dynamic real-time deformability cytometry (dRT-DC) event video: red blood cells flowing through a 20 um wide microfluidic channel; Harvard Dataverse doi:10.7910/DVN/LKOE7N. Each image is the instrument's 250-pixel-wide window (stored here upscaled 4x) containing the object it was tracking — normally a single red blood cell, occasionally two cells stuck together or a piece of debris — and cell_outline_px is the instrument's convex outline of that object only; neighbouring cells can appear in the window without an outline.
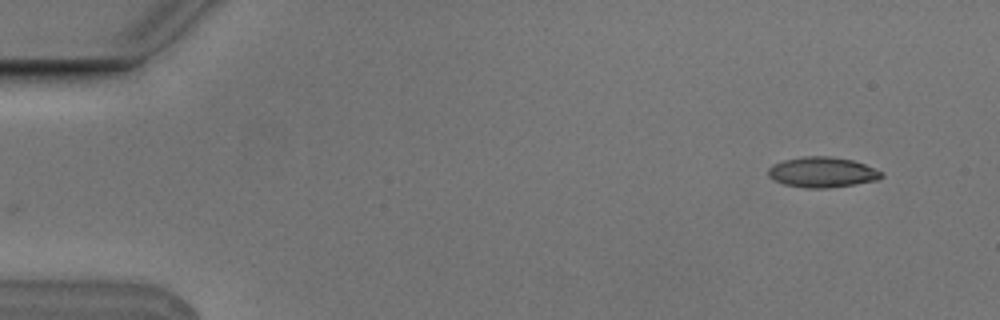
{"species": "Egyptian fruit bat (a non-hibernating species)", "species_latin": "Rousettus aegyptiacus", "temperature_condition": "cold", "stored_images_in_passage": 9, "camera_frame_rate_fps": 3000, "um_per_image_px": 0.085, "animal": {"sex": "male"}, "frame": {"image": 1, "passage_image": 2, "time_ms": 0.333, "image_size_px": [1000, 320], "cell_outline_px": [[884, 176], [876, 180], [852, 184], [824, 188], [804, 188], [784, 184], [772, 180], [768, 176], [768, 168], [772, 164], [784, 160], [804, 156], [832, 156], [852, 160], [864, 164], [880, 172]], "centroid_in_image_um": [69.82, 14.63], "position_along_channel_um": 15.2, "area_um2": 19.88}}
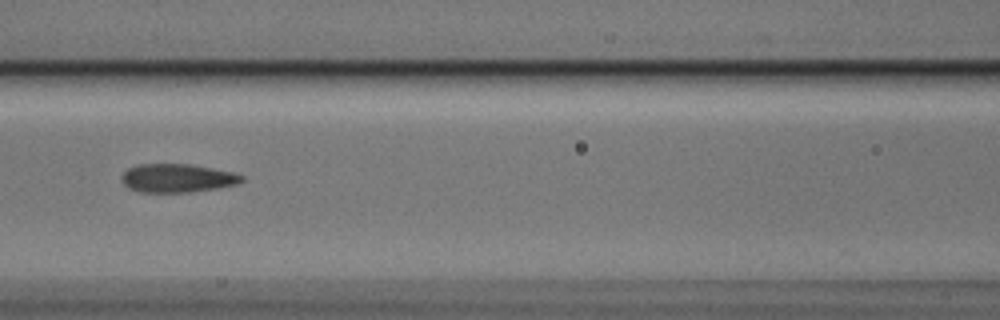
{"frame": {"image": 2, "passage_image": 7, "time_ms": 2.0, "image_size_px": [1000, 320], "cell_outline_px": [[244, 180], [236, 184], [216, 188], [188, 192], [140, 192], [128, 188], [124, 184], [124, 172], [128, 168], [140, 164], [188, 164], [212, 168], [232, 172], [244, 176]], "centroid_in_image_um": [15.08, 15.14], "position_along_channel_um": 151.5, "area_um2": 19.65}}
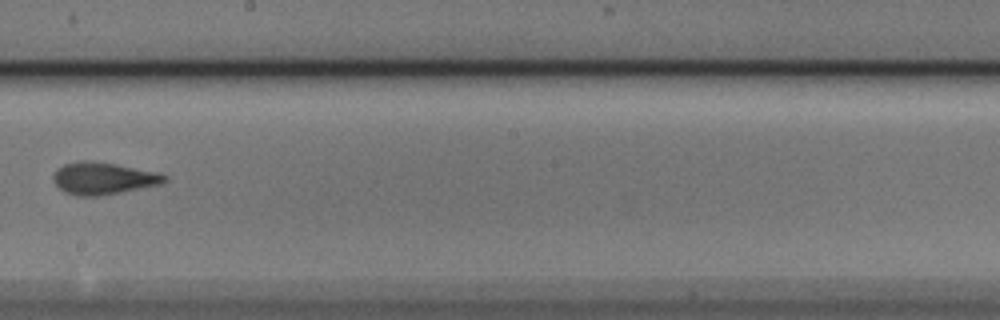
{"frame": {"image": 3, "passage_image": 9, "time_ms": 2.667, "image_size_px": [1000, 320], "cell_outline_px": [[168, 180], [160, 184], [100, 196], [76, 196], [64, 192], [52, 180], [52, 176], [56, 168], [64, 164], [80, 160], [92, 160], [116, 164], [156, 172], [168, 176]], "centroid_in_image_um": [8.73, 15.15], "position_along_channel_um": 239.5, "area_um2": 20.92}}